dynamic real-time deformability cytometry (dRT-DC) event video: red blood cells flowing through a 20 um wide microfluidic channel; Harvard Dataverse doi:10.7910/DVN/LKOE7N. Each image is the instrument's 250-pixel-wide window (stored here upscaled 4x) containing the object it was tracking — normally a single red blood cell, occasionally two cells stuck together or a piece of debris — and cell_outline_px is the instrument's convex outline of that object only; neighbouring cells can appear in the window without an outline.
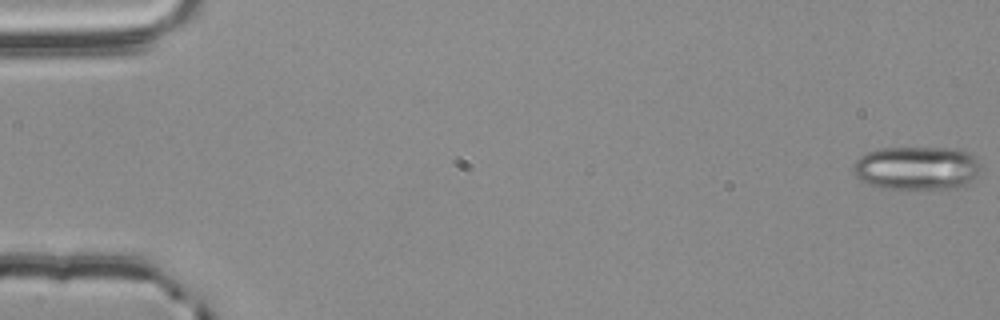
{"species": "common noctule bat (a hibernating species)", "species_latin": "Nyctalus noctula", "temperature_condition": "room temperature", "stored_images_in_passage": 56, "camera_frame_rate_fps": 3000, "um_per_image_px": 0.085, "animal": {"sex": "male", "body_mass_g": 20.4}, "frame": {"image": 1, "passage_image": 1, "time_ms": 0.0, "image_size_px": [1000, 320], "cell_outline_px": [[980, 168], [976, 176], [964, 188], [880, 188], [868, 184], [860, 180], [856, 176], [852, 164], [860, 156], [868, 152], [880, 148], [956, 148], [968, 152], [976, 156], [980, 160]], "centroid_in_image_um": [77.96, 14.28], "position_along_channel_um": 7.0, "area_um2": 32.66}}
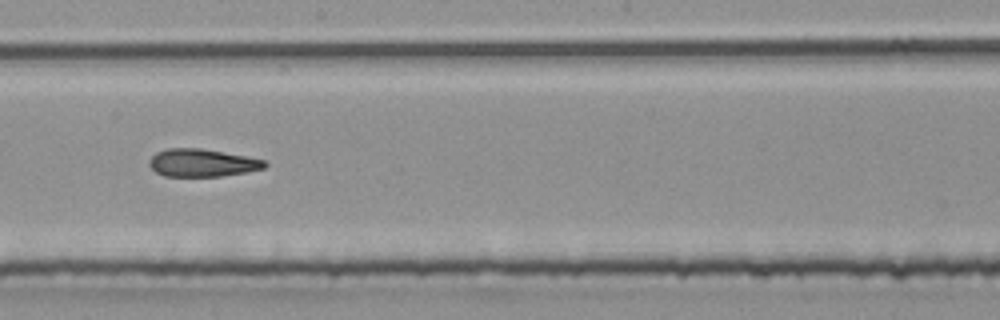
{"frame": {"image": 2, "passage_image": 32, "time_ms": 10.333, "image_size_px": [1000, 320], "cell_outline_px": [[268, 164], [264, 168], [244, 172], [220, 176], [164, 176], [156, 172], [148, 164], [148, 160], [156, 152], [168, 148], [200, 148], [248, 156], [264, 160]], "centroid_in_image_um": [17.16, 13.83], "position_along_channel_um": 231.0, "area_um2": 18.61}}
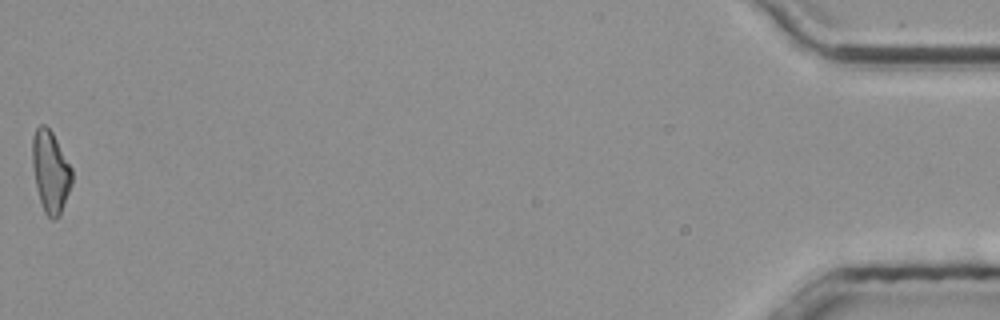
{"frame": {"image": 3, "passage_image": 56, "time_ms": 18.333, "image_size_px": [1000, 320], "cell_outline_px": [[72, 184], [60, 216], [56, 220], [52, 220], [44, 212], [36, 188], [32, 164], [32, 140], [36, 128], [40, 124], [44, 124], [52, 132], [72, 168]], "centroid_in_image_um": [4.3, 14.61], "position_along_channel_um": 430.9, "area_um2": 18.96}, "authors_computed_cell_mechanics": {"area_um2": 19.3341, "velocity_mm_per_s": 3.802, "shape_relaxation_time_tau1_ms": null, "shape_relaxation_time_tau2_ms": 3.4858, "deformation_change_tau1": null, "deformation_change_tau2": 0.13}}